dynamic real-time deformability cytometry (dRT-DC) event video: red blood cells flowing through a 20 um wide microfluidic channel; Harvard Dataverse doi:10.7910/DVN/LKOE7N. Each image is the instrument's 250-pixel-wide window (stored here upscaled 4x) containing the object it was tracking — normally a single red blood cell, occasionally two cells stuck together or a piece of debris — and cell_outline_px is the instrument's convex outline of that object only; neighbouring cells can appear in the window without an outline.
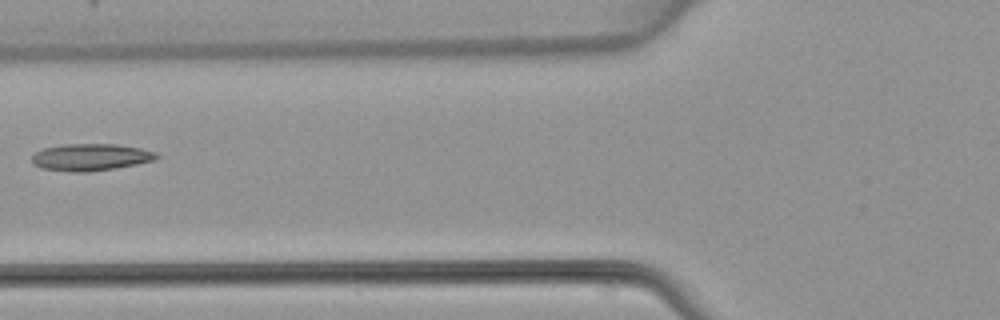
{"species": "common noctule bat (a hibernating species)", "species_latin": "Nyctalus noctula", "temperature_condition": "warm", "stored_images_in_passage": 5, "camera_frame_rate_fps": 3000, "um_per_image_px": 0.085, "animal": {"sex": "female", "body_mass_g": 22.7, "forearm_length_mm": 54.2}, "frame": {"image": 1, "passage_image": 5, "time_ms": 5.667, "image_size_px": [1000, 320], "cell_outline_px": [[160, 156], [156, 160], [116, 168], [88, 172], [68, 172], [40, 168], [32, 164], [32, 156], [36, 152], [44, 148], [64, 144], [116, 144], [140, 148], [156, 152]], "centroid_in_image_um": [7.7, 13.37], "position_along_channel_um": 118.1, "area_um2": 19.77}}